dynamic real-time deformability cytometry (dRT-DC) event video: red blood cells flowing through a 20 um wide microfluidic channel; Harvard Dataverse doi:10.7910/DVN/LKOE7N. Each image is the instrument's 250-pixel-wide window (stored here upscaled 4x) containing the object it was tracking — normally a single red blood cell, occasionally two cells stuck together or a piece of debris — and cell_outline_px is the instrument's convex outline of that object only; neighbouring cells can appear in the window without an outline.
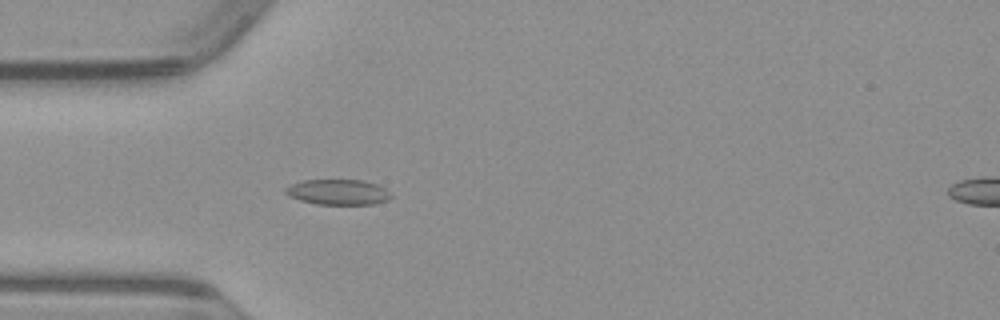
{"species": "common noctule bat (a hibernating species)", "species_latin": "Nyctalus noctula", "temperature_condition": "warm", "stored_images_in_passage": 45, "camera_frame_rate_fps": 3000, "um_per_image_px": 0.085, "animal": {"sex": "male", "body_mass_g": 23.1, "forearm_length_mm": 52.7}, "frame": {"image": 1, "passage_image": 9, "time_ms": 2.667, "image_size_px": [1000, 320], "cell_outline_px": [[392, 196], [388, 200], [372, 204], [316, 204], [300, 200], [288, 196], [284, 192], [284, 188], [292, 184], [304, 180], [364, 180], [376, 184], [384, 188]], "centroid_in_image_um": [28.71, 16.32], "position_along_channel_um": 56.3, "area_um2": 15.55}}
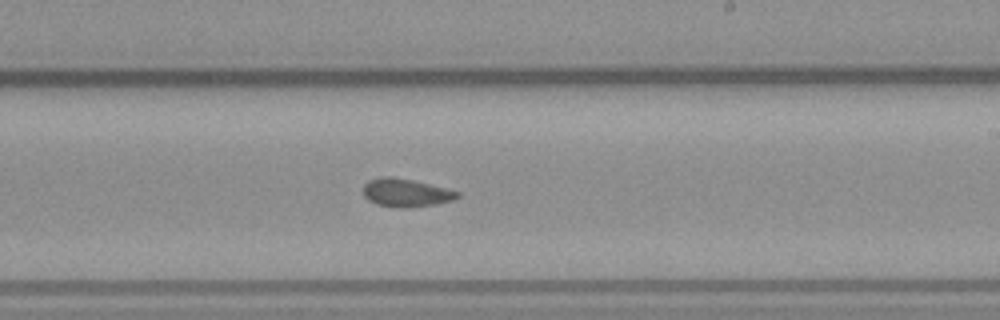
{"frame": {"image": 2, "passage_image": 24, "time_ms": 7.667, "image_size_px": [1000, 320], "cell_outline_px": [[460, 196], [456, 200], [436, 204], [408, 208], [400, 208], [376, 204], [368, 200], [364, 196], [364, 184], [368, 180], [380, 176], [392, 176], [412, 180], [460, 192]], "centroid_in_image_um": [34.5, 16.39], "position_along_channel_um": 254.5, "area_um2": 15.55}}
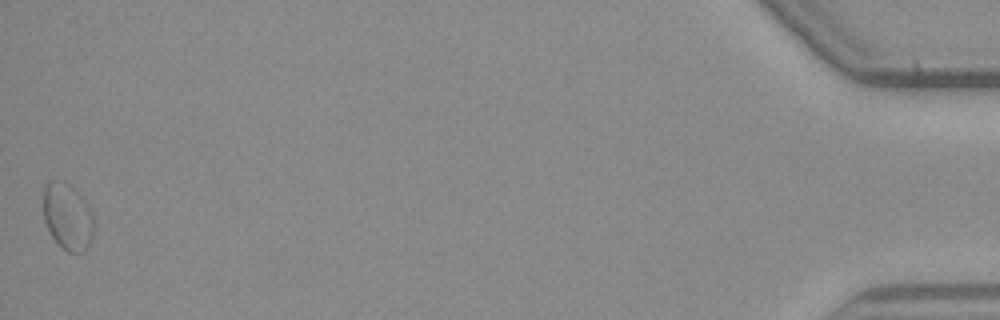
{"frame": {"image": 3, "passage_image": 45, "time_ms": 14.667, "image_size_px": [1000, 320], "cell_outline_px": [[96, 224], [92, 240], [84, 252], [68, 252], [52, 236], [44, 220], [44, 184], [60, 180], [64, 180], [80, 192], [88, 204], [92, 212]], "centroid_in_image_um": [5.8, 18.39], "position_along_channel_um": 429.4, "area_um2": 19.94}}